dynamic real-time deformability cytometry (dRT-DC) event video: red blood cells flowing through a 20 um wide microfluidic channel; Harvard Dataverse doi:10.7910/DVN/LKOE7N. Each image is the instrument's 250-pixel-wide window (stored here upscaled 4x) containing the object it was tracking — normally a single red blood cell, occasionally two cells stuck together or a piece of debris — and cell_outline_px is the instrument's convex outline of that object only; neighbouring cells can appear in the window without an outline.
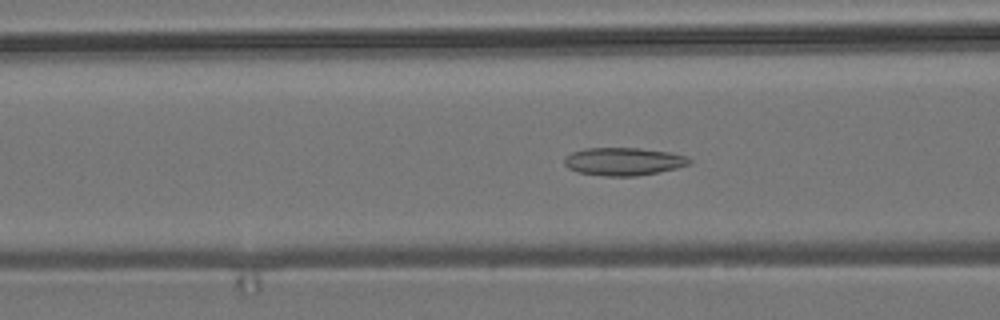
{"species": "common noctule bat (a hibernating species)", "species_latin": "Nyctalus noctula", "temperature_condition": "room temperature", "stored_images_in_passage": 57, "camera_frame_rate_fps": 3000, "um_per_image_px": 0.085, "animal": {"sex": "male", "body_mass_g": 19.2, "forearm_length_mm": 51.8}, "frame": {"image": 1, "passage_image": 22, "time_ms": 7.0, "image_size_px": [1000, 320], "cell_outline_px": [[692, 164], [676, 168], [636, 176], [604, 176], [576, 172], [568, 168], [564, 164], [564, 156], [572, 152], [584, 148], [640, 148], [668, 152], [688, 156], [692, 160]], "centroid_in_image_um": [52.98, 13.72], "position_along_channel_um": 113.6, "area_um2": 20.46}}
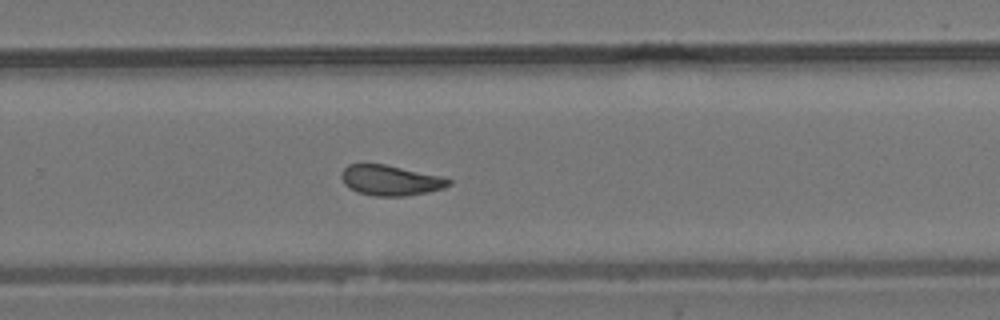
{"frame": {"image": 2, "passage_image": 37, "time_ms": 12.0, "image_size_px": [1000, 320], "cell_outline_px": [[452, 184], [444, 188], [428, 192], [404, 196], [376, 196], [356, 192], [344, 184], [340, 176], [344, 168], [348, 164], [384, 164], [440, 176], [452, 180]], "centroid_in_image_um": [33.18, 15.33], "position_along_channel_um": 296.6, "area_um2": 18.9}}
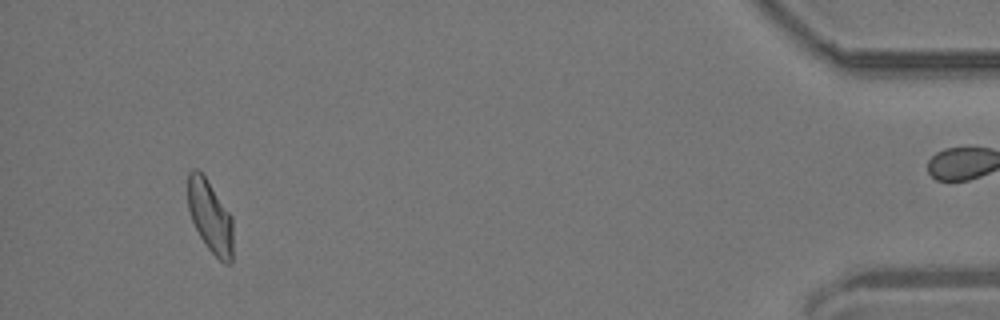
{"frame": {"image": 3, "passage_image": 53, "time_ms": 17.333, "image_size_px": [1000, 320], "cell_outline_px": [[232, 264], [224, 264], [208, 248], [200, 236], [192, 220], [188, 208], [188, 172], [192, 168], [196, 168], [204, 176], [232, 216]], "centroid_in_image_um": [17.86, 18.41], "position_along_channel_um": 417.3, "area_um2": 18.84}}